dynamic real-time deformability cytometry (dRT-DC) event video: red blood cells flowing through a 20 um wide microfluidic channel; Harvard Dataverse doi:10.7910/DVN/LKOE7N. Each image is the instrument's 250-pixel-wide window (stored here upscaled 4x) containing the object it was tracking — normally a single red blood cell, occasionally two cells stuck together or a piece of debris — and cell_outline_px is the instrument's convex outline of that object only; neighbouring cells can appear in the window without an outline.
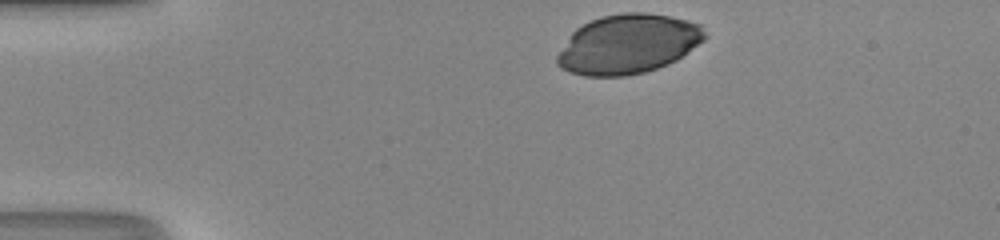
{"species": "human", "species_latin": "Homo sapiens", "temperature_condition": "room temperature", "stored_images_in_passage": 31, "camera_frame_rate_fps": 3000, "um_per_image_px": 0.085, "donor": {"sex": "male"}, "frame": {"image": 1, "passage_image": 1, "time_ms": 0.0, "image_size_px": [1000, 240], "cell_outline_px": [[708, 36], [704, 40], [676, 60], [668, 64], [644, 72], [624, 76], [584, 76], [568, 72], [560, 68], [556, 64], [556, 56], [572, 32], [576, 28], [600, 16], [624, 12], [644, 12], [672, 16], [688, 20], [700, 24]], "centroid_in_image_um": [53.37, 3.74], "position_along_channel_um": 31.6, "area_um2": 51.27}}